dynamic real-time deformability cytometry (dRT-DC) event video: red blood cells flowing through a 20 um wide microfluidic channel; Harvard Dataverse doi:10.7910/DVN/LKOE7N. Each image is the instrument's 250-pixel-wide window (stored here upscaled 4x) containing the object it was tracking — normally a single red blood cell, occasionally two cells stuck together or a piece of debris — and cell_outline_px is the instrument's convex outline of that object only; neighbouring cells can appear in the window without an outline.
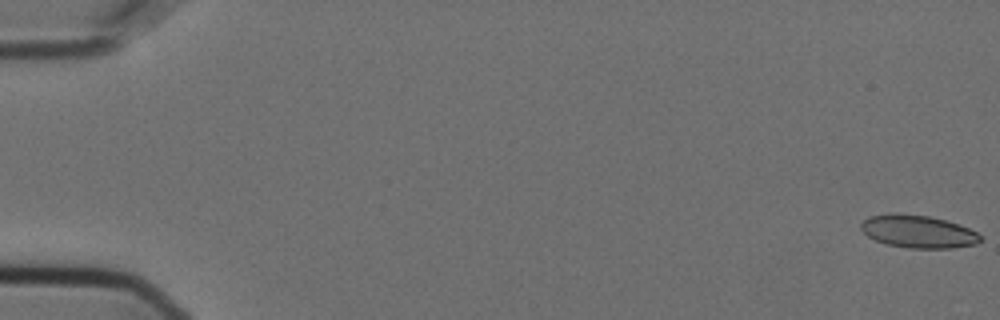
{"species": "Egyptian fruit bat (a non-hibernating species)", "species_latin": "Rousettus aegyptiacus", "temperature_condition": "cold", "stored_images_in_passage": 51, "camera_frame_rate_fps": 3000, "um_per_image_px": 0.085, "animal": {"sex": "female"}, "frame": {"image": 1, "passage_image": 1, "time_ms": 0.0, "image_size_px": [1000, 320], "cell_outline_px": [[980, 240], [976, 244], [952, 248], [908, 248], [888, 244], [876, 240], [868, 236], [860, 228], [860, 224], [868, 216], [896, 212], [928, 216], [944, 220], [968, 228], [976, 232], [980, 236]], "centroid_in_image_um": [77.99, 19.67], "position_along_channel_um": 7.0, "area_um2": 22.6}}
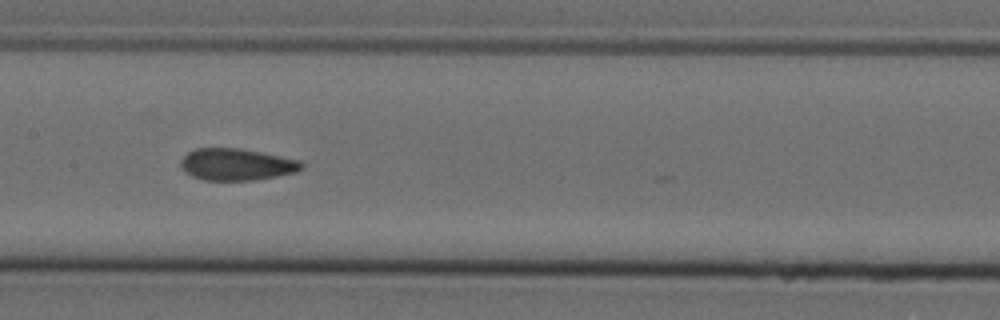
{"frame": {"image": 2, "passage_image": 29, "time_ms": 9.333, "image_size_px": [1000, 320], "cell_outline_px": [[304, 168], [296, 172], [256, 180], [204, 180], [192, 176], [184, 172], [180, 168], [180, 160], [188, 152], [196, 148], [240, 148], [300, 160], [304, 164]], "centroid_in_image_um": [20.09, 13.98], "position_along_channel_um": 187.3, "area_um2": 22.54}}
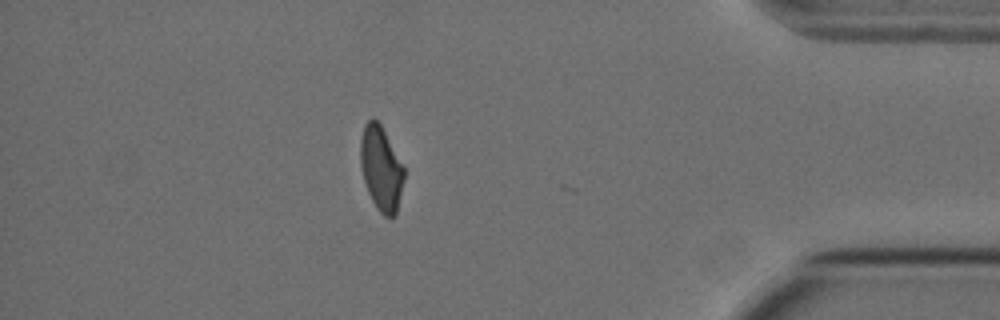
{"frame": {"image": 3, "passage_image": 50, "time_ms": 16.333, "image_size_px": [1000, 320], "cell_outline_px": [[404, 180], [396, 216], [384, 216], [376, 208], [368, 192], [364, 180], [360, 164], [360, 140], [364, 124], [372, 116], [380, 124], [404, 164]], "centroid_in_image_um": [32.4, 14.31], "position_along_channel_um": 402.8, "area_um2": 21.68}, "authors_computed_cell_mechanics": {"area_um2": 22.8888, "velocity_mm_per_s": 3.6123, "shape_relaxation_time_tau1_ms": null, "shape_relaxation_time_tau2_ms": 1.4475, "deformation_change_tau1": null, "deformation_change_tau2": 0.0576}}